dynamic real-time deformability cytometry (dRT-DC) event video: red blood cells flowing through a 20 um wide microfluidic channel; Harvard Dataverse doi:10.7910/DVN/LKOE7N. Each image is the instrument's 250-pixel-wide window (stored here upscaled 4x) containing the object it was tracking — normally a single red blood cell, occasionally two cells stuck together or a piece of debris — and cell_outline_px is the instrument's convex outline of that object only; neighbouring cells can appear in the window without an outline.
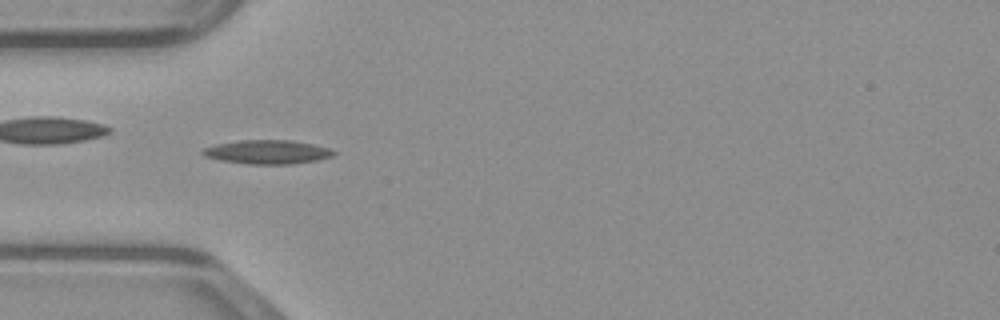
{"species": "common noctule bat (a hibernating species)", "species_latin": "Nyctalus noctula", "temperature_condition": "warm", "stored_images_in_passage": 48, "camera_frame_rate_fps": 3000, "um_per_image_px": 0.085, "animal": {"sex": "male", "body_mass_g": 23.1, "forearm_length_mm": 52.7}, "frame": {"image": 1, "passage_image": 14, "time_ms": 4.333, "image_size_px": [1000, 320], "cell_outline_px": [[336, 152], [332, 156], [316, 160], [292, 164], [248, 164], [220, 160], [204, 156], [200, 152], [204, 148], [216, 144], [240, 140], [292, 140], [332, 148]], "centroid_in_image_um": [22.73, 12.91], "position_along_channel_um": 62.3, "area_um2": 18.26}}
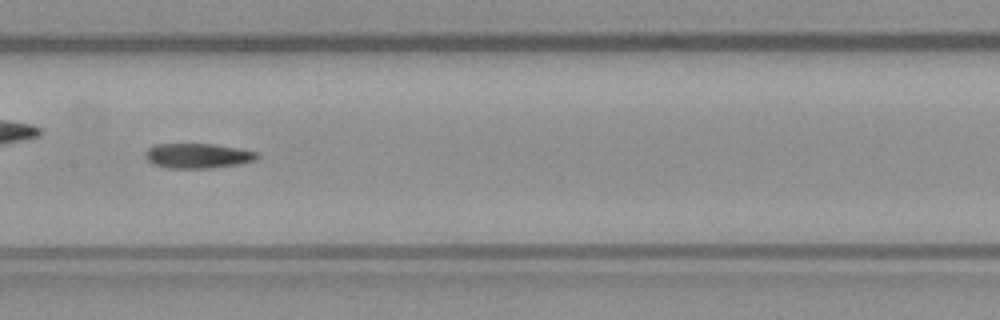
{"frame": {"image": 2, "passage_image": 23, "time_ms": 7.333, "image_size_px": [1000, 320], "cell_outline_px": [[260, 156], [256, 160], [240, 164], [212, 168], [168, 168], [152, 164], [144, 156], [144, 152], [148, 148], [156, 144], [212, 144], [240, 148], [256, 152]], "centroid_in_image_um": [16.81, 13.24], "position_along_channel_um": 190.6, "area_um2": 16.36}}
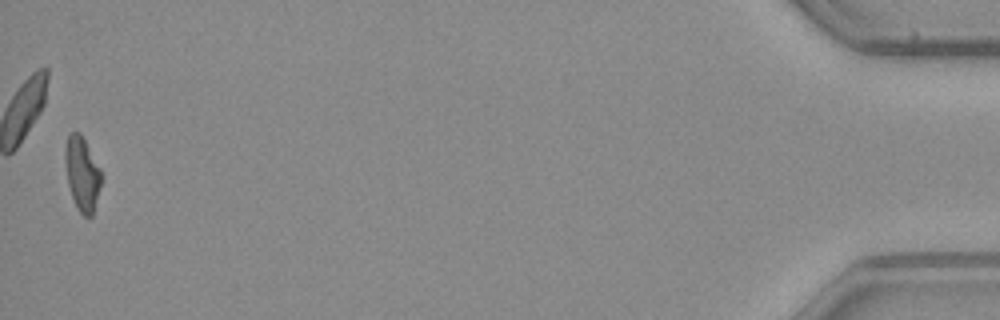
{"frame": {"image": 3, "passage_image": 47, "time_ms": 15.333, "image_size_px": [1000, 320], "cell_outline_px": [[104, 176], [92, 216], [84, 216], [80, 212], [72, 196], [68, 184], [64, 160], [64, 148], [68, 136], [72, 132], [80, 132], [100, 168]], "centroid_in_image_um": [7.0, 14.75], "position_along_channel_um": 428.2, "area_um2": 15.66}}